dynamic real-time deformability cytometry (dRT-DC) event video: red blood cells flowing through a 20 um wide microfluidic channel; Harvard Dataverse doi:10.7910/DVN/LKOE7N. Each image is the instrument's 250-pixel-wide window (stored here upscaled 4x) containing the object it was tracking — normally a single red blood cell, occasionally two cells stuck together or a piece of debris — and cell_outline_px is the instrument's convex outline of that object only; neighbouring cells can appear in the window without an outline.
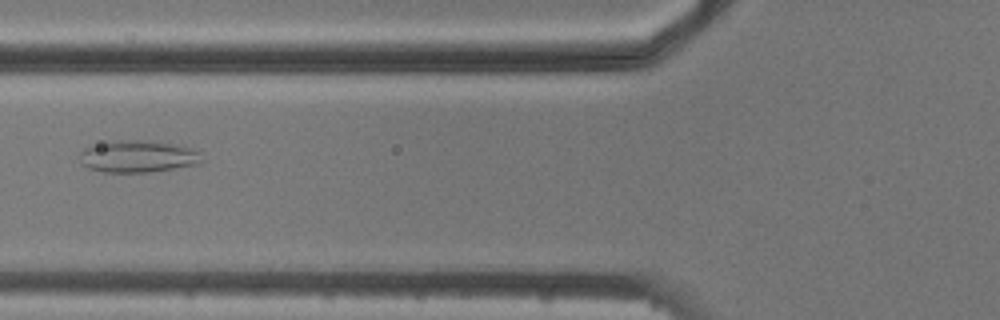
{"species": "common noctule bat (a hibernating species)", "species_latin": "Nyctalus noctula", "temperature_condition": "cold", "stored_images_in_passage": 7, "camera_frame_rate_fps": 3000, "um_per_image_px": 0.085, "animal": {"sex": "male", "body_mass_g": 20.5, "forearm_length_mm": 52.5}, "frame": {"image": 1, "passage_image": 4, "time_ms": 3.667, "image_size_px": [1000, 320], "cell_outline_px": [[204, 160], [200, 164], [148, 172], [104, 172], [88, 168], [80, 164], [76, 156], [84, 148], [108, 140], [148, 140], [172, 144], [192, 148], [200, 152]], "centroid_in_image_um": [11.67, 13.29], "position_along_channel_um": 114.1, "area_um2": 23.24}}